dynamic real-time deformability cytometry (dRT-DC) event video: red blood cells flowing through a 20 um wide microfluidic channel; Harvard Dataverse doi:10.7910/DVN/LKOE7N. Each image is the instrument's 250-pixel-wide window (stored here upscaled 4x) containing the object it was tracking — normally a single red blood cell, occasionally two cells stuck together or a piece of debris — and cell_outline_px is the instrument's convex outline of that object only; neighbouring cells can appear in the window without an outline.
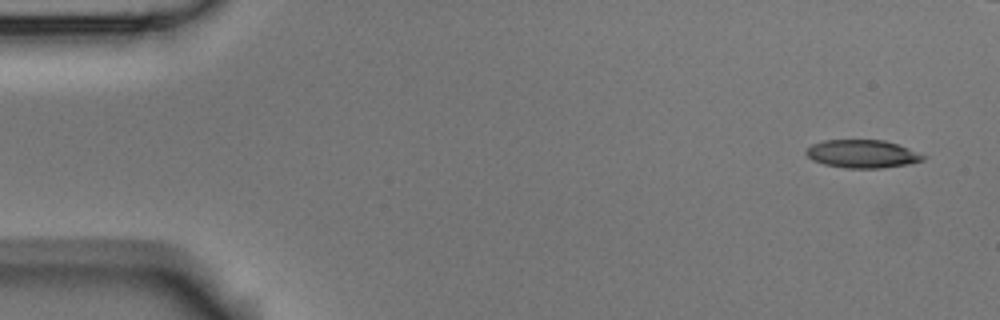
{"species": "Egyptian fruit bat (a non-hibernating species)", "species_latin": "Rousettus aegyptiacus", "temperature_condition": "room temperature", "stored_images_in_passage": 5, "camera_frame_rate_fps": 3000, "um_per_image_px": 0.085, "animal": {"sex": "male"}, "frame": {"image": 1, "passage_image": 1, "time_ms": 0.0, "image_size_px": [1000, 320], "cell_outline_px": [[928, 156], [924, 160], [908, 164], [880, 168], [844, 168], [824, 164], [812, 160], [804, 152], [812, 144], [824, 140], [884, 140], [908, 148]], "centroid_in_image_um": [73.3, 13.08], "position_along_channel_um": 11.7, "area_um2": 19.13}}